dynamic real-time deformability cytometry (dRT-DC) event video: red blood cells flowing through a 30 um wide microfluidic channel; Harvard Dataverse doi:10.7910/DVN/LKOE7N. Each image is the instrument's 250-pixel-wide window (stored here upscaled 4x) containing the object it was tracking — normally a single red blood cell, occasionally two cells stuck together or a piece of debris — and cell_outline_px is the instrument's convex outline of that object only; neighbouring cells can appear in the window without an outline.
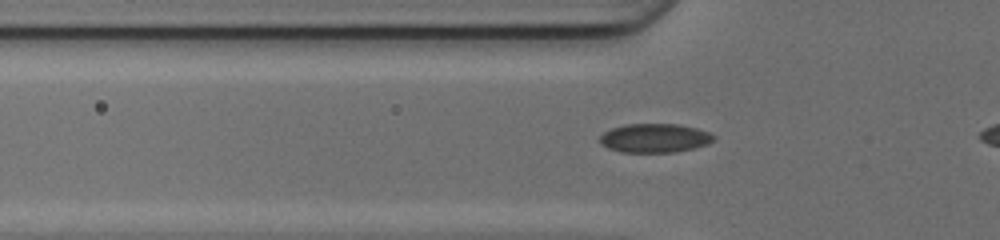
{"species": "common noctule bat (a hibernating species)", "species_latin": "Nyctalus noctula", "temperature_condition": "cold", "stored_images_in_passage": 30, "camera_frame_rate_fps": 3000, "um_per_image_px": 0.085, "animal": {"sex": "female", "body_mass_g": 17.0, "forearm_length_mm": 48.0}, "frame": {"image": 1, "passage_image": 3, "time_ms": 0.667, "image_size_px": [1000, 240], "cell_outline_px": [[716, 136], [708, 144], [676, 152], [620, 152], [608, 148], [600, 144], [600, 136], [604, 132], [612, 128], [624, 124], [676, 124], [696, 128], [708, 132]], "centroid_in_image_um": [55.62, 11.74], "position_along_channel_um": 70.2, "area_um2": 19.13}}
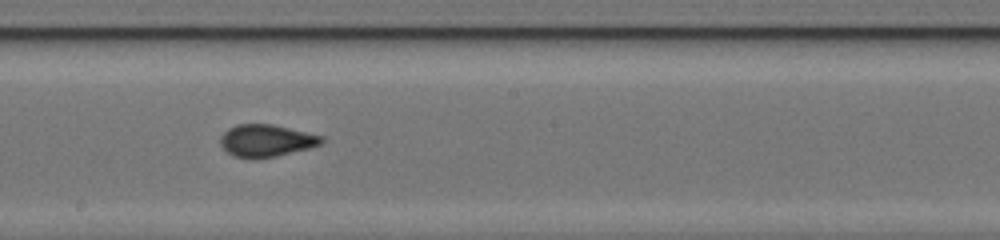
{"frame": {"image": 2, "passage_image": 14, "time_ms": 4.333, "image_size_px": [1000, 240], "cell_outline_px": [[324, 140], [320, 144], [308, 148], [276, 156], [252, 160], [232, 156], [220, 144], [220, 136], [228, 128], [236, 124], [272, 124], [324, 136]], "centroid_in_image_um": [22.59, 11.96], "position_along_channel_um": 225.6, "area_um2": 19.13}}
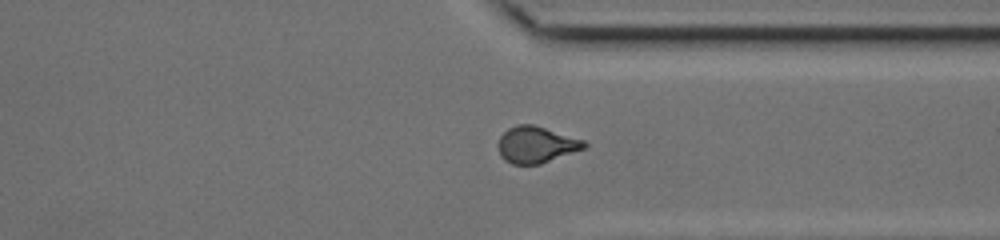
{"frame": {"image": 3, "passage_image": 24, "time_ms": 7.667, "image_size_px": [1000, 240], "cell_outline_px": [[588, 144], [584, 148], [540, 164], [512, 164], [504, 160], [500, 156], [500, 136], [508, 128], [516, 124], [532, 124], [584, 140]], "centroid_in_image_um": [45.57, 12.29], "position_along_channel_um": 365.8, "area_um2": 17.98}}